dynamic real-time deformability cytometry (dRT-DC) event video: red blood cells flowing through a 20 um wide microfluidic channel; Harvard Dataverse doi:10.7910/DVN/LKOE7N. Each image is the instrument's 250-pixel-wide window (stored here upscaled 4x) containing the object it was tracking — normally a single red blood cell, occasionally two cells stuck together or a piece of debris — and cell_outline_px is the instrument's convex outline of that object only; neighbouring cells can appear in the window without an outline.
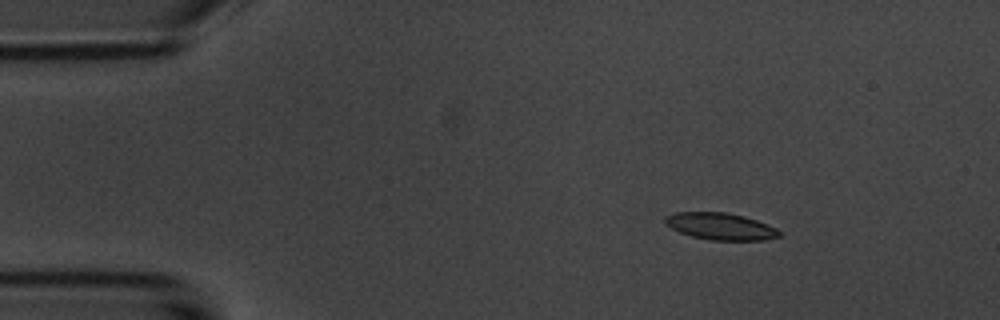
{"species": "common noctule bat (a hibernating species)", "species_latin": "Nyctalus noctula", "temperature_condition": "room temperature", "stored_images_in_passage": 3, "camera_frame_rate_fps": 3000, "um_per_image_px": 0.085, "animal": {"sex": "male", "body_mass_g": 20.1, "forearm_length_mm": 53.5}, "frame": {"image": 1, "passage_image": 1, "time_ms": 0.0, "image_size_px": [1000, 320], "cell_outline_px": [[780, 236], [764, 240], [712, 240], [692, 236], [680, 232], [664, 224], [664, 216], [676, 212], [724, 212], [744, 216], [768, 224], [776, 228], [780, 232]], "centroid_in_image_um": [61.22, 19.23], "position_along_channel_um": 23.8, "area_um2": 17.86}}
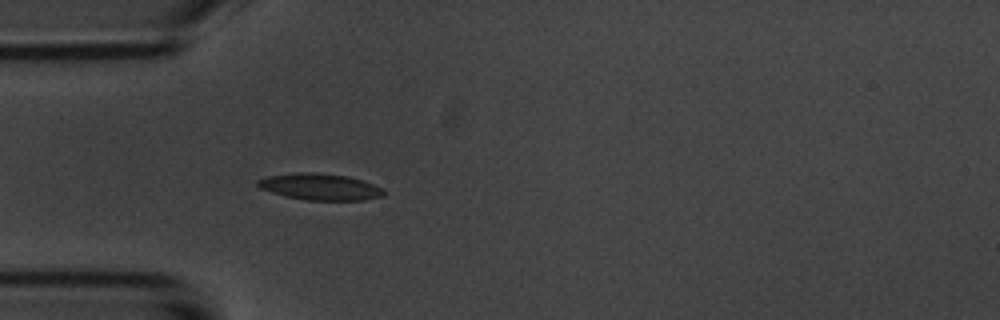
{"frame": {"image": 2, "passage_image": 3, "time_ms": 2.667, "image_size_px": [1000, 320], "cell_outline_px": [[384, 196], [364, 200], [308, 200], [284, 196], [260, 188], [256, 184], [256, 180], [268, 176], [296, 172], [320, 172], [348, 176], [364, 180], [384, 188]], "centroid_in_image_um": [27.23, 15.86], "position_along_channel_um": 57.8, "area_um2": 19.71}}